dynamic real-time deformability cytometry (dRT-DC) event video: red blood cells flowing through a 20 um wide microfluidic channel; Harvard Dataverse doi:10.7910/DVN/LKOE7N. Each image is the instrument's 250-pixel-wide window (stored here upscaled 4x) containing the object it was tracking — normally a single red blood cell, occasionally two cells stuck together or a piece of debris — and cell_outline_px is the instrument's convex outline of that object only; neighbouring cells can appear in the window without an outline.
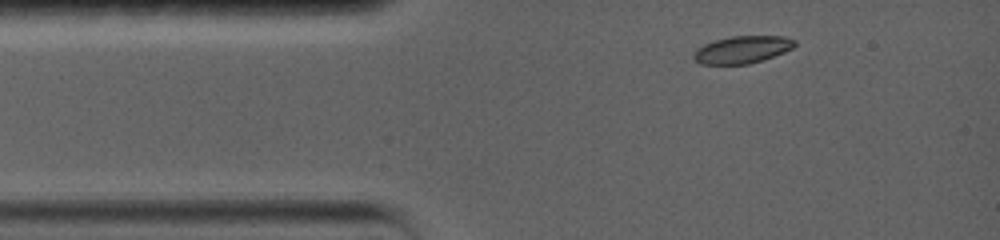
{"species": "common noctule bat (a hibernating species)", "species_latin": "Nyctalus noctula", "temperature_condition": "warm", "stored_images_in_passage": 63, "camera_frame_rate_fps": 5000, "um_per_image_px": 0.085, "animal": {"sex": "female", "body_mass_g": 19.0, "forearm_length_mm": 56.7}, "frame": {"image": 1, "passage_image": 1, "time_ms": 0.0, "image_size_px": [1000, 240], "cell_outline_px": [[796, 44], [792, 48], [784, 52], [748, 64], [700, 64], [692, 56], [692, 52], [696, 48], [704, 44], [716, 40], [732, 36], [784, 36], [796, 40]], "centroid_in_image_um": [63.06, 4.21], "position_along_channel_um": 21.9, "area_um2": 16.01}}
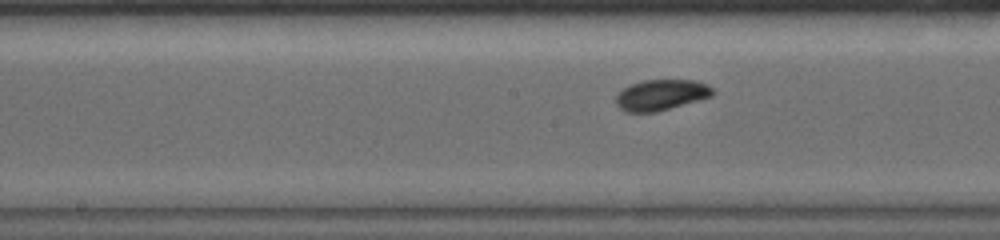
{"frame": {"image": 2, "passage_image": 28, "time_ms": 5.4, "image_size_px": [1000, 240], "cell_outline_px": [[716, 92], [712, 96], [656, 112], [624, 112], [616, 104], [616, 96], [624, 88], [632, 84], [644, 80], [696, 80], [708, 84]], "centroid_in_image_um": [56.22, 8.06], "position_along_channel_um": 192.0, "area_um2": 17.28}}
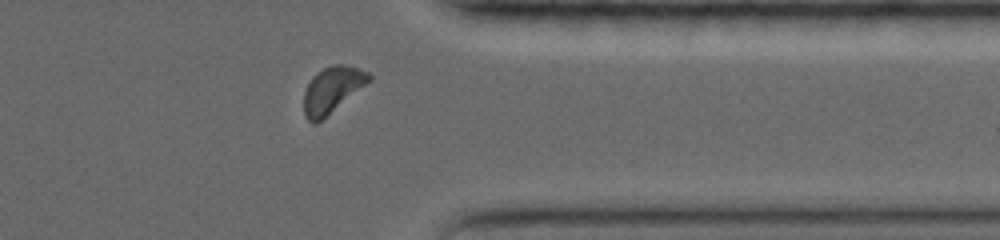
{"frame": {"image": 3, "passage_image": 54, "time_ms": 10.6, "image_size_px": [1000, 240], "cell_outline_px": [[372, 80], [316, 124], [312, 124], [308, 120], [304, 112], [304, 92], [312, 76], [316, 72], [332, 64], [344, 64], [360, 68], [368, 72], [372, 76]], "centroid_in_image_um": [28.25, 7.61], "position_along_channel_um": 383.2, "area_um2": 17.51}, "authors_computed_cell_mechanics": {"area_um2": 16.9932, "velocity_mm_per_s": 3.7482, "shape_relaxation_time_tau1_ms": 7.2997, "shape_relaxation_time_tau2_ms": null, "deformation_change_tau1": 0.176, "deformation_change_tau2": null}}